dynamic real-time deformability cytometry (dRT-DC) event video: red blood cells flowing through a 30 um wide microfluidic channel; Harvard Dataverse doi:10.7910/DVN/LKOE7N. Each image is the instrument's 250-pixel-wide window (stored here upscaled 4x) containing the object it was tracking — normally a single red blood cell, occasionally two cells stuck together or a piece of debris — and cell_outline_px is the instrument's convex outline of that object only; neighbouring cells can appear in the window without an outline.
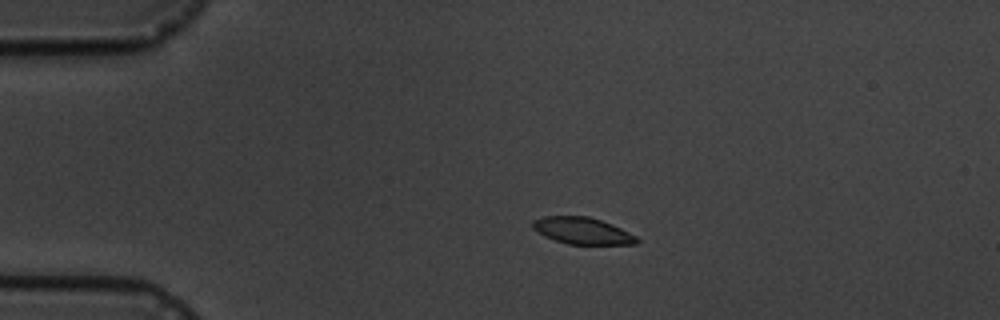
{"species": "common noctule bat (a hibernating species)", "species_latin": "Nyctalus noctula", "temperature_condition": "cold", "stored_images_in_passage": 10, "camera_frame_rate_fps": 3000, "um_per_image_px": 0.085, "animal": {"sex": "male", "body_mass_g": 19.5, "forearm_length_mm": 54.6}, "frame": {"image": 1, "passage_image": 3, "time_ms": 3.333, "image_size_px": [1000, 320], "cell_outline_px": [[640, 240], [636, 244], [568, 244], [544, 236], [532, 228], [532, 220], [544, 216], [588, 216], [612, 224], [636, 236]], "centroid_in_image_um": [49.48, 19.61], "position_along_channel_um": 35.5, "area_um2": 16.13}}
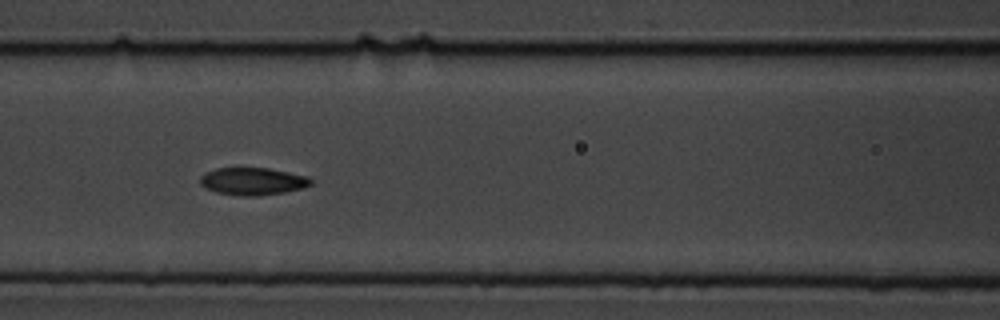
{"frame": {"image": 2, "passage_image": 7, "time_ms": 7.667, "image_size_px": [1000, 320], "cell_outline_px": [[312, 184], [300, 188], [284, 192], [260, 196], [240, 196], [216, 192], [204, 188], [200, 184], [200, 176], [216, 168], [268, 168], [308, 176], [312, 180]], "centroid_in_image_um": [21.46, 15.42], "position_along_channel_um": 145.1, "area_um2": 17.69}}
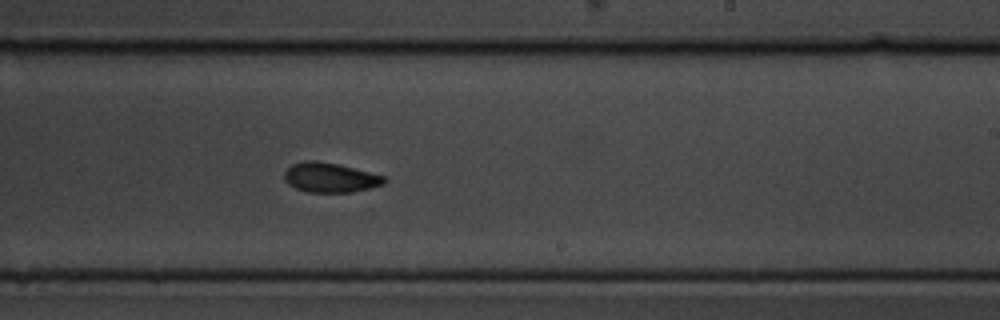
{"frame": {"image": 3, "passage_image": 10, "time_ms": 11.0, "image_size_px": [1000, 320], "cell_outline_px": [[388, 180], [384, 184], [352, 192], [308, 192], [296, 188], [288, 184], [284, 180], [284, 172], [292, 164], [304, 160], [316, 160], [340, 164], [384, 176]], "centroid_in_image_um": [28.05, 15.08], "position_along_channel_um": 261.0, "area_um2": 17.34}}